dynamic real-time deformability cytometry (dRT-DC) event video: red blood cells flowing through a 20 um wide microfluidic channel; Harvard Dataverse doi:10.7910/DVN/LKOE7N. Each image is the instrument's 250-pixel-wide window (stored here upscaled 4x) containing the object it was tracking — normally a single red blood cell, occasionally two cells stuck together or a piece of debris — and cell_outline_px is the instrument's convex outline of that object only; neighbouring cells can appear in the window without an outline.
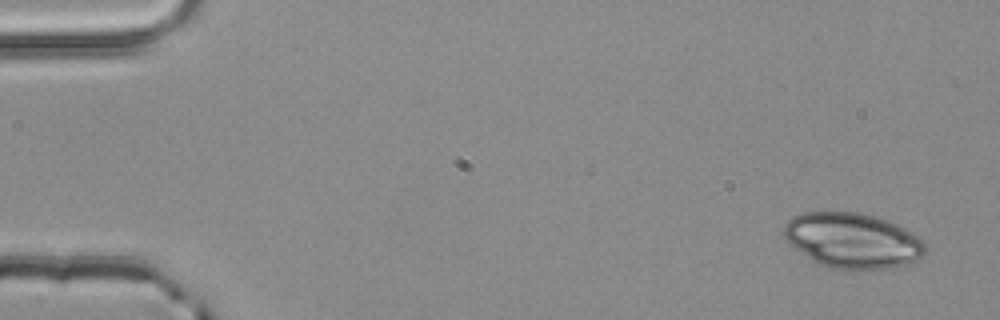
{"species": "common noctule bat (a hibernating species)", "species_latin": "Nyctalus noctula", "temperature_condition": "room temperature", "stored_images_in_passage": 3, "camera_frame_rate_fps": 3000, "um_per_image_px": 0.085, "animal": {"sex": "male", "body_mass_g": 20.4}, "frame": {"image": 1, "passage_image": 1, "time_ms": 0.0, "image_size_px": [1000, 320], "cell_outline_px": [[928, 252], [924, 256], [908, 264], [884, 268], [832, 268], [820, 264], [812, 260], [796, 248], [784, 236], [784, 224], [792, 216], [804, 212], [860, 212], [876, 216], [888, 220], [896, 224], [916, 236], [928, 248]], "centroid_in_image_um": [72.48, 20.42], "position_along_channel_um": 12.5, "area_um2": 45.03}}